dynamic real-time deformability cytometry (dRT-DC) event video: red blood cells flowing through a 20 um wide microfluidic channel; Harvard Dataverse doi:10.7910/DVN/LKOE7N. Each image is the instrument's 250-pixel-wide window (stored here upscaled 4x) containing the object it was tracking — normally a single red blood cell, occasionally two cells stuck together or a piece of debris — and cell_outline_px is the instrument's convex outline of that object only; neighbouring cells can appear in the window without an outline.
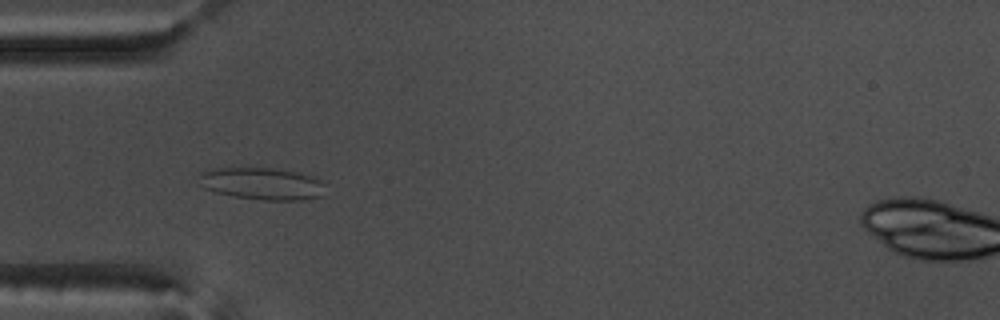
{"species": "common noctule bat (a hibernating species)", "species_latin": "Nyctalus noctula", "temperature_condition": "warm", "stored_images_in_passage": 55, "camera_frame_rate_fps": 3000, "um_per_image_px": 0.085, "animal": {"sex": "male", "body_mass_g": 17.5, "forearm_length_mm": 52.3}, "frame": {"image": 1, "passage_image": 17, "time_ms": 5.333, "image_size_px": [1000, 320], "cell_outline_px": [[324, 196], [304, 200], [264, 200], [232, 196], [216, 192], [204, 188], [200, 176], [200, 172], [212, 168], [272, 168], [296, 172], [312, 176], [320, 180], [324, 184]], "centroid_in_image_um": [22.31, 15.62], "position_along_channel_um": 62.7, "area_um2": 23.64}}
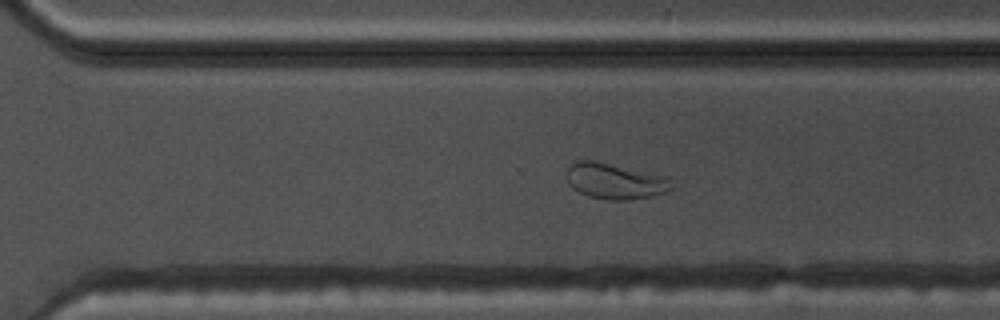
{"frame": {"image": 2, "passage_image": 38, "time_ms": 12.333, "image_size_px": [1000, 320], "cell_outline_px": [[672, 188], [664, 192], [648, 196], [628, 200], [608, 200], [588, 196], [572, 188], [568, 184], [568, 164], [576, 160], [596, 160], [656, 176], [668, 180]], "centroid_in_image_um": [52.12, 15.4], "position_along_channel_um": 318.5, "area_um2": 21.04}}
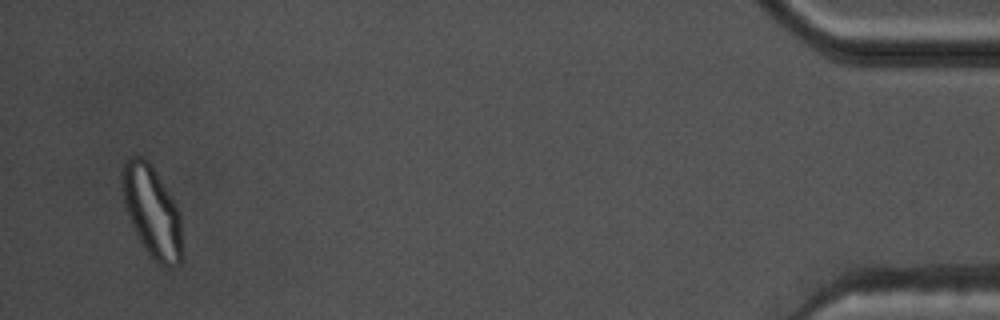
{"frame": {"image": 3, "passage_image": 53, "time_ms": 17.333, "image_size_px": [1000, 320], "cell_outline_px": [[180, 264], [172, 268], [164, 268], [156, 264], [152, 260], [144, 248], [128, 216], [124, 204], [120, 184], [120, 172], [124, 164], [136, 152], [148, 160], [152, 164], [180, 212]], "centroid_in_image_um": [12.88, 17.95], "position_along_channel_um": 422.3, "area_um2": 32.19}, "authors_computed_cell_mechanics": {"area_um2": 26.2412, "velocity_mm_per_s": 3.6878, "shape_relaxation_time_tau1_ms": null, "shape_relaxation_time_tau2_ms": 1.0644, "deformation_change_tau1": null, "deformation_change_tau2": 0.076}}